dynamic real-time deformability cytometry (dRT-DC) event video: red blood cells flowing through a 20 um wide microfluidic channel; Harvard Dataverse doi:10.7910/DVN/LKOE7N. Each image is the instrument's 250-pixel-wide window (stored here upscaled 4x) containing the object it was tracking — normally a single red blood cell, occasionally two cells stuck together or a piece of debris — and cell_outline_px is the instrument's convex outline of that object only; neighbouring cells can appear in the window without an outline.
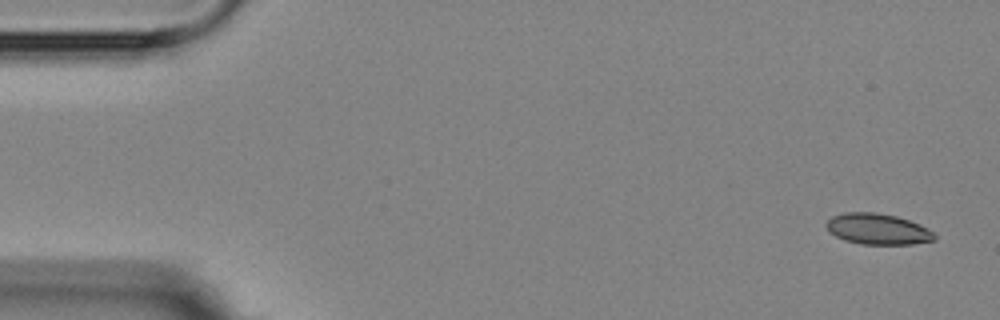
{"species": "Egyptian fruit bat (a non-hibernating species)", "species_latin": "Rousettus aegyptiacus", "temperature_condition": "room temperature", "stored_images_in_passage": 5, "camera_frame_rate_fps": 3000, "um_per_image_px": 0.085, "animal": {"sex": "female"}, "frame": {"image": 1, "passage_image": 1, "time_ms": 0.0, "image_size_px": [1000, 320], "cell_outline_px": [[936, 240], [912, 244], [860, 244], [844, 240], [836, 236], [824, 224], [832, 216], [844, 212], [876, 212], [896, 216], [920, 224], [932, 232], [936, 236]], "centroid_in_image_um": [74.6, 19.46], "position_along_channel_um": 10.4, "area_um2": 19.42}}
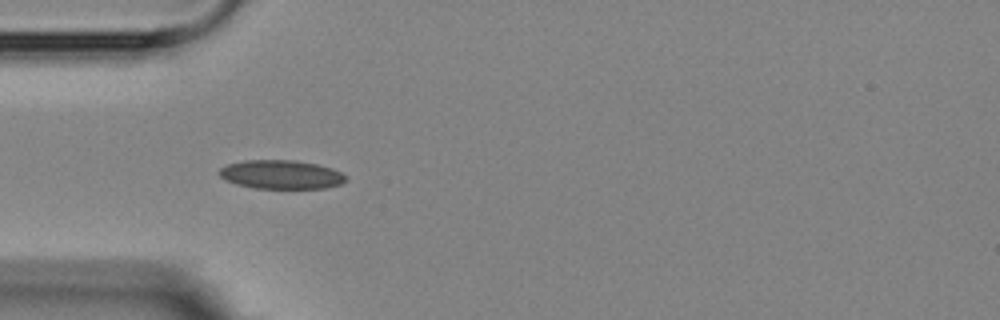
{"frame": {"image": 2, "passage_image": 5, "time_ms": 4.667, "image_size_px": [1000, 320], "cell_outline_px": [[348, 180], [340, 184], [324, 188], [252, 188], [236, 184], [224, 180], [216, 172], [220, 168], [228, 164], [244, 160], [296, 160], [316, 164], [332, 168], [348, 176]], "centroid_in_image_um": [23.88, 14.83], "position_along_channel_um": 61.1, "area_um2": 21.44}}